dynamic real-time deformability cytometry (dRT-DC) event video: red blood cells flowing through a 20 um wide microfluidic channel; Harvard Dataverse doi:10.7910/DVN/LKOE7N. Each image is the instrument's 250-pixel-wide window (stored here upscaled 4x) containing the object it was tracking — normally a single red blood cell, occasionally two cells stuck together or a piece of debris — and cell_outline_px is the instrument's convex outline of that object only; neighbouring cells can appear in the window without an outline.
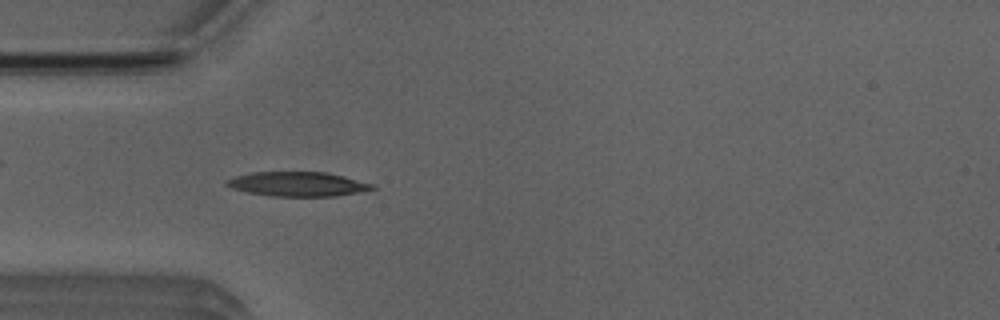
{"species": "Egyptian fruit bat (a non-hibernating species)", "species_latin": "Rousettus aegyptiacus", "temperature_condition": "room temperature", "stored_images_in_passage": 44, "camera_frame_rate_fps": 3000, "um_per_image_px": 0.085, "animal": {"sex": "male"}, "frame": {"image": 1, "passage_image": 8, "time_ms": 2.333, "image_size_px": [1000, 320], "cell_outline_px": [[376, 188], [360, 192], [336, 196], [272, 196], [248, 192], [232, 188], [224, 184], [224, 180], [236, 176], [252, 172], [324, 172], [344, 176], [376, 184]], "centroid_in_image_um": [25.32, 15.64], "position_along_channel_um": 59.7, "area_um2": 20.81}}
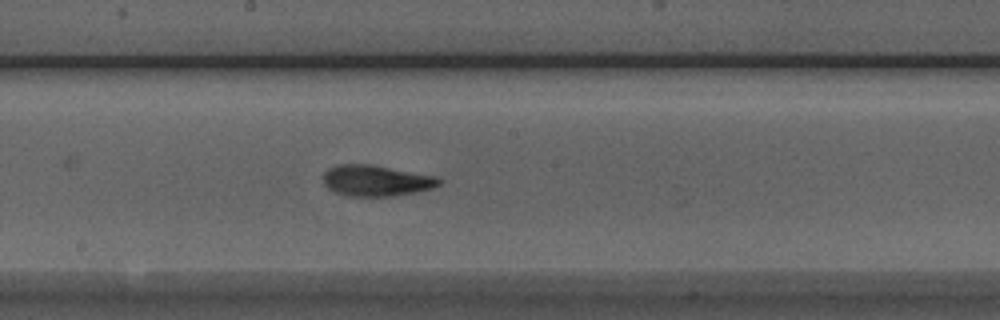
{"frame": {"image": 2, "passage_image": 20, "time_ms": 6.333, "image_size_px": [1000, 320], "cell_outline_px": [[444, 180], [440, 184], [432, 188], [416, 192], [392, 196], [344, 196], [328, 188], [324, 184], [324, 172], [328, 168], [336, 164], [372, 164], [436, 176]], "centroid_in_image_um": [31.98, 15.35], "position_along_channel_um": 216.2, "area_um2": 21.1}}
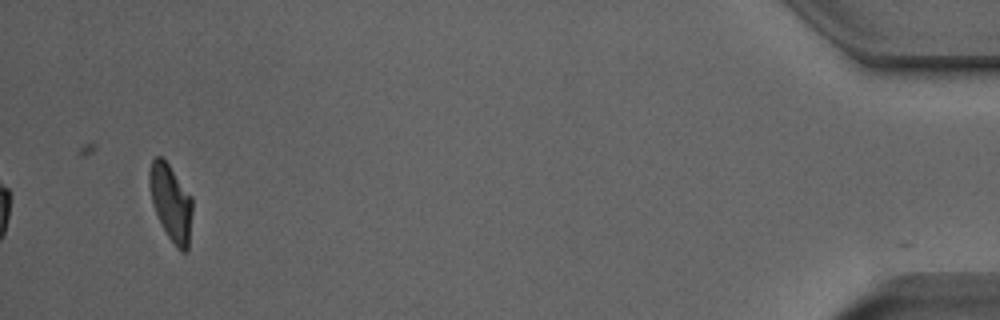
{"frame": {"image": 3, "passage_image": 42, "time_ms": 13.667, "image_size_px": [1000, 320], "cell_outline_px": [[192, 212], [188, 252], [180, 252], [176, 248], [160, 224], [152, 204], [148, 180], [148, 172], [152, 160], [156, 156], [160, 156], [168, 164], [192, 196]], "centroid_in_image_um": [14.52, 17.26], "position_along_channel_um": 420.7, "area_um2": 19.36}, "authors_computed_cell_mechanics": {"area_um2": 20.1433, "velocity_mm_per_s": 3.9558, "shape_relaxation_time_tau1_ms": 3.8027, "shape_relaxation_time_tau2_ms": 1.5045, "deformation_change_tau1": 0.1872, "deformation_change_tau2": 0.0818}}